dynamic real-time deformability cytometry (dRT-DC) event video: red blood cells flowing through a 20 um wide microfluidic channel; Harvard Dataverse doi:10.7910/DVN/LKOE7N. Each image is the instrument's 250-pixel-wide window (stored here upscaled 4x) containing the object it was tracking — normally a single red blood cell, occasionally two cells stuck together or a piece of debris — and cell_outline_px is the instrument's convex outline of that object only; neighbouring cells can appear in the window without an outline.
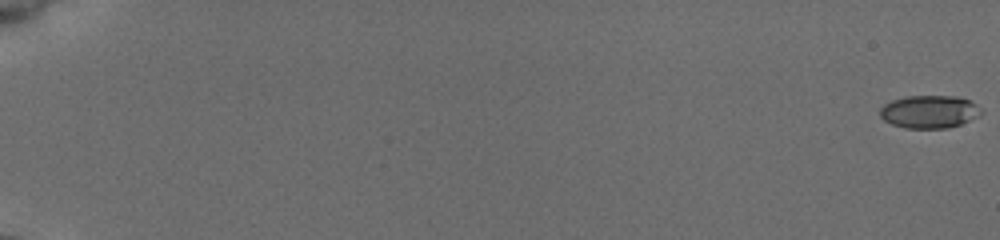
{"species": "common noctule bat (a hibernating species)", "species_latin": "Nyctalus noctula", "temperature_condition": "cold", "stored_images_in_passage": 56, "camera_frame_rate_fps": 3000, "um_per_image_px": 0.085, "animal": {"sex": "female", "body_mass_g": 19.5, "forearm_length_mm": 54.1}, "frame": {"image": 1, "passage_image": 1, "time_ms": 0.0, "image_size_px": [1000, 240], "cell_outline_px": [[984, 112], [960, 124], [948, 128], [904, 128], [892, 124], [884, 120], [880, 116], [880, 108], [884, 104], [892, 100], [904, 96], [956, 96], [968, 100], [976, 104]], "centroid_in_image_um": [78.96, 9.49], "position_along_channel_um": 6.0, "area_um2": 19.31}}
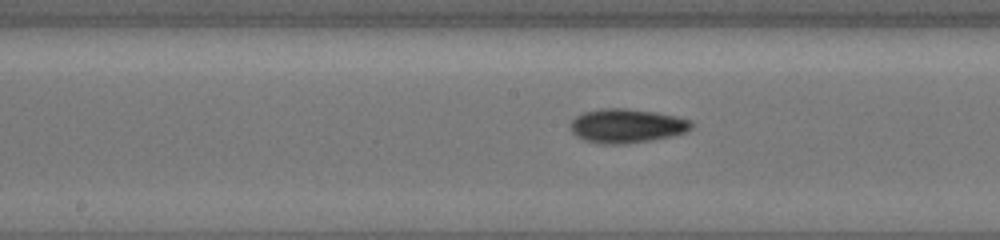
{"frame": {"image": 2, "passage_image": 32, "time_ms": 10.333, "image_size_px": [1000, 240], "cell_outline_px": [[692, 128], [684, 132], [672, 136], [652, 140], [624, 144], [600, 144], [584, 140], [576, 136], [572, 132], [568, 124], [576, 116], [584, 112], [600, 108], [624, 108], [656, 112], [676, 116], [692, 120]], "centroid_in_image_um": [53.25, 10.69], "position_along_channel_um": 195.0, "area_um2": 24.22}}
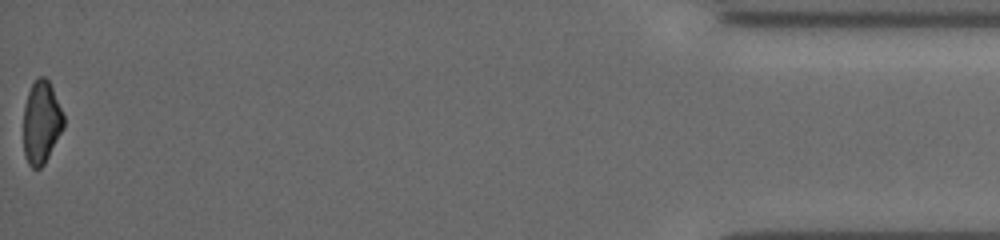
{"frame": {"image": 3, "passage_image": 56, "time_ms": 18.333, "image_size_px": [1000, 240], "cell_outline_px": [[64, 128], [44, 164], [40, 168], [32, 168], [28, 164], [24, 156], [24, 108], [28, 92], [36, 76], [44, 76], [48, 80], [52, 88], [64, 116]], "centroid_in_image_um": [3.51, 10.4], "position_along_channel_um": 431.7, "area_um2": 19.36}, "authors_computed_cell_mechanics": {"area_um2": 20.6924, "velocity_mm_per_s": 3.946, "shape_relaxation_time_tau1_ms": 2.7166, "shape_relaxation_time_tau2_ms": null, "deformation_change_tau1": 0.1164, "deformation_change_tau2": null}}